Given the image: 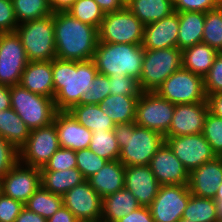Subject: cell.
<instances>
[{
    "instance_id": "6da1fadb",
    "label": "cell",
    "mask_w": 222,
    "mask_h": 222,
    "mask_svg": "<svg viewBox=\"0 0 222 222\" xmlns=\"http://www.w3.org/2000/svg\"><path fill=\"white\" fill-rule=\"evenodd\" d=\"M53 24L57 59H93L99 42L98 28L82 23L68 12L53 13Z\"/></svg>"
},
{
    "instance_id": "7a4b0ae2",
    "label": "cell",
    "mask_w": 222,
    "mask_h": 222,
    "mask_svg": "<svg viewBox=\"0 0 222 222\" xmlns=\"http://www.w3.org/2000/svg\"><path fill=\"white\" fill-rule=\"evenodd\" d=\"M98 71L93 59L86 61L52 60L54 102L57 111H69L90 90Z\"/></svg>"
},
{
    "instance_id": "3957f363",
    "label": "cell",
    "mask_w": 222,
    "mask_h": 222,
    "mask_svg": "<svg viewBox=\"0 0 222 222\" xmlns=\"http://www.w3.org/2000/svg\"><path fill=\"white\" fill-rule=\"evenodd\" d=\"M113 132L120 147L119 161L125 166L149 165L165 141L164 136L132 123L116 124Z\"/></svg>"
},
{
    "instance_id": "277c9868",
    "label": "cell",
    "mask_w": 222,
    "mask_h": 222,
    "mask_svg": "<svg viewBox=\"0 0 222 222\" xmlns=\"http://www.w3.org/2000/svg\"><path fill=\"white\" fill-rule=\"evenodd\" d=\"M145 49L142 44H116L98 42L93 57L99 74L116 73L139 81Z\"/></svg>"
},
{
    "instance_id": "5b68a950",
    "label": "cell",
    "mask_w": 222,
    "mask_h": 222,
    "mask_svg": "<svg viewBox=\"0 0 222 222\" xmlns=\"http://www.w3.org/2000/svg\"><path fill=\"white\" fill-rule=\"evenodd\" d=\"M11 108L30 130L53 123L56 113L52 98L32 93L20 84L10 87Z\"/></svg>"
},
{
    "instance_id": "8992f818",
    "label": "cell",
    "mask_w": 222,
    "mask_h": 222,
    "mask_svg": "<svg viewBox=\"0 0 222 222\" xmlns=\"http://www.w3.org/2000/svg\"><path fill=\"white\" fill-rule=\"evenodd\" d=\"M29 61L56 58L53 13L47 17L21 23L16 28Z\"/></svg>"
},
{
    "instance_id": "52a82bcc",
    "label": "cell",
    "mask_w": 222,
    "mask_h": 222,
    "mask_svg": "<svg viewBox=\"0 0 222 222\" xmlns=\"http://www.w3.org/2000/svg\"><path fill=\"white\" fill-rule=\"evenodd\" d=\"M182 51L177 47L145 50L139 86L142 92H154L175 71L182 67Z\"/></svg>"
},
{
    "instance_id": "ba28073f",
    "label": "cell",
    "mask_w": 222,
    "mask_h": 222,
    "mask_svg": "<svg viewBox=\"0 0 222 222\" xmlns=\"http://www.w3.org/2000/svg\"><path fill=\"white\" fill-rule=\"evenodd\" d=\"M143 33V23L126 6L105 13L98 29L99 42L104 43L142 44Z\"/></svg>"
},
{
    "instance_id": "9c48e42d",
    "label": "cell",
    "mask_w": 222,
    "mask_h": 222,
    "mask_svg": "<svg viewBox=\"0 0 222 222\" xmlns=\"http://www.w3.org/2000/svg\"><path fill=\"white\" fill-rule=\"evenodd\" d=\"M155 92L175 105L208 102L203 78L182 67L172 73Z\"/></svg>"
},
{
    "instance_id": "30bf717a",
    "label": "cell",
    "mask_w": 222,
    "mask_h": 222,
    "mask_svg": "<svg viewBox=\"0 0 222 222\" xmlns=\"http://www.w3.org/2000/svg\"><path fill=\"white\" fill-rule=\"evenodd\" d=\"M175 104L155 91L142 92L136 105L135 124L165 136L169 131Z\"/></svg>"
},
{
    "instance_id": "8fae6325",
    "label": "cell",
    "mask_w": 222,
    "mask_h": 222,
    "mask_svg": "<svg viewBox=\"0 0 222 222\" xmlns=\"http://www.w3.org/2000/svg\"><path fill=\"white\" fill-rule=\"evenodd\" d=\"M59 148L58 132L54 123L33 129L19 150V162L25 166L43 168Z\"/></svg>"
},
{
    "instance_id": "7c38bea8",
    "label": "cell",
    "mask_w": 222,
    "mask_h": 222,
    "mask_svg": "<svg viewBox=\"0 0 222 222\" xmlns=\"http://www.w3.org/2000/svg\"><path fill=\"white\" fill-rule=\"evenodd\" d=\"M28 62L16 32L0 33V84L8 87L19 84Z\"/></svg>"
},
{
    "instance_id": "4fadbf2b",
    "label": "cell",
    "mask_w": 222,
    "mask_h": 222,
    "mask_svg": "<svg viewBox=\"0 0 222 222\" xmlns=\"http://www.w3.org/2000/svg\"><path fill=\"white\" fill-rule=\"evenodd\" d=\"M188 185H160L148 207L155 222H179L190 198Z\"/></svg>"
},
{
    "instance_id": "5bb4252c",
    "label": "cell",
    "mask_w": 222,
    "mask_h": 222,
    "mask_svg": "<svg viewBox=\"0 0 222 222\" xmlns=\"http://www.w3.org/2000/svg\"><path fill=\"white\" fill-rule=\"evenodd\" d=\"M164 139L189 173L217 157L202 133Z\"/></svg>"
},
{
    "instance_id": "9a60e30c",
    "label": "cell",
    "mask_w": 222,
    "mask_h": 222,
    "mask_svg": "<svg viewBox=\"0 0 222 222\" xmlns=\"http://www.w3.org/2000/svg\"><path fill=\"white\" fill-rule=\"evenodd\" d=\"M62 197L63 205L79 221L101 222L102 198L87 180L67 191Z\"/></svg>"
},
{
    "instance_id": "2e32d148",
    "label": "cell",
    "mask_w": 222,
    "mask_h": 222,
    "mask_svg": "<svg viewBox=\"0 0 222 222\" xmlns=\"http://www.w3.org/2000/svg\"><path fill=\"white\" fill-rule=\"evenodd\" d=\"M41 186L40 168L18 162L2 177V194L25 204Z\"/></svg>"
},
{
    "instance_id": "e0dca14e",
    "label": "cell",
    "mask_w": 222,
    "mask_h": 222,
    "mask_svg": "<svg viewBox=\"0 0 222 222\" xmlns=\"http://www.w3.org/2000/svg\"><path fill=\"white\" fill-rule=\"evenodd\" d=\"M160 185H188L189 172L164 141L149 164Z\"/></svg>"
},
{
    "instance_id": "ac0fdd59",
    "label": "cell",
    "mask_w": 222,
    "mask_h": 222,
    "mask_svg": "<svg viewBox=\"0 0 222 222\" xmlns=\"http://www.w3.org/2000/svg\"><path fill=\"white\" fill-rule=\"evenodd\" d=\"M208 112V102L175 105V111L169 131L164 137L202 133L205 118Z\"/></svg>"
},
{
    "instance_id": "d6986e66",
    "label": "cell",
    "mask_w": 222,
    "mask_h": 222,
    "mask_svg": "<svg viewBox=\"0 0 222 222\" xmlns=\"http://www.w3.org/2000/svg\"><path fill=\"white\" fill-rule=\"evenodd\" d=\"M124 188L135 196L141 206L149 207L158 194L160 184L149 165L127 166Z\"/></svg>"
},
{
    "instance_id": "ffe728a7",
    "label": "cell",
    "mask_w": 222,
    "mask_h": 222,
    "mask_svg": "<svg viewBox=\"0 0 222 222\" xmlns=\"http://www.w3.org/2000/svg\"><path fill=\"white\" fill-rule=\"evenodd\" d=\"M179 14L173 12L168 17L144 26L142 47L157 50L177 47Z\"/></svg>"
},
{
    "instance_id": "44dd1931",
    "label": "cell",
    "mask_w": 222,
    "mask_h": 222,
    "mask_svg": "<svg viewBox=\"0 0 222 222\" xmlns=\"http://www.w3.org/2000/svg\"><path fill=\"white\" fill-rule=\"evenodd\" d=\"M221 182L222 160L216 157L189 173L188 187L194 196L214 199Z\"/></svg>"
},
{
    "instance_id": "7402d4cb",
    "label": "cell",
    "mask_w": 222,
    "mask_h": 222,
    "mask_svg": "<svg viewBox=\"0 0 222 222\" xmlns=\"http://www.w3.org/2000/svg\"><path fill=\"white\" fill-rule=\"evenodd\" d=\"M53 123L58 132L60 147L75 152L89 147L93 132L78 123L68 111H58Z\"/></svg>"
},
{
    "instance_id": "603a6c76",
    "label": "cell",
    "mask_w": 222,
    "mask_h": 222,
    "mask_svg": "<svg viewBox=\"0 0 222 222\" xmlns=\"http://www.w3.org/2000/svg\"><path fill=\"white\" fill-rule=\"evenodd\" d=\"M19 84L32 93L44 95L54 100L52 60L29 61Z\"/></svg>"
},
{
    "instance_id": "cb8c5ba5",
    "label": "cell",
    "mask_w": 222,
    "mask_h": 222,
    "mask_svg": "<svg viewBox=\"0 0 222 222\" xmlns=\"http://www.w3.org/2000/svg\"><path fill=\"white\" fill-rule=\"evenodd\" d=\"M125 166L119 160L107 163L93 176L87 179L90 186L101 198L124 188Z\"/></svg>"
},
{
    "instance_id": "d4e9b609",
    "label": "cell",
    "mask_w": 222,
    "mask_h": 222,
    "mask_svg": "<svg viewBox=\"0 0 222 222\" xmlns=\"http://www.w3.org/2000/svg\"><path fill=\"white\" fill-rule=\"evenodd\" d=\"M140 206L135 196L123 188L102 198L101 222H117Z\"/></svg>"
},
{
    "instance_id": "484cf974",
    "label": "cell",
    "mask_w": 222,
    "mask_h": 222,
    "mask_svg": "<svg viewBox=\"0 0 222 222\" xmlns=\"http://www.w3.org/2000/svg\"><path fill=\"white\" fill-rule=\"evenodd\" d=\"M179 32L177 48L181 51L202 42L205 13L200 11L178 12Z\"/></svg>"
},
{
    "instance_id": "4316f807",
    "label": "cell",
    "mask_w": 222,
    "mask_h": 222,
    "mask_svg": "<svg viewBox=\"0 0 222 222\" xmlns=\"http://www.w3.org/2000/svg\"><path fill=\"white\" fill-rule=\"evenodd\" d=\"M139 96L111 95L99 103L102 111L110 117L115 124L135 122L136 105Z\"/></svg>"
},
{
    "instance_id": "83f0119b",
    "label": "cell",
    "mask_w": 222,
    "mask_h": 222,
    "mask_svg": "<svg viewBox=\"0 0 222 222\" xmlns=\"http://www.w3.org/2000/svg\"><path fill=\"white\" fill-rule=\"evenodd\" d=\"M219 52L206 43H198L182 50V68L204 78Z\"/></svg>"
},
{
    "instance_id": "f1b7e54d",
    "label": "cell",
    "mask_w": 222,
    "mask_h": 222,
    "mask_svg": "<svg viewBox=\"0 0 222 222\" xmlns=\"http://www.w3.org/2000/svg\"><path fill=\"white\" fill-rule=\"evenodd\" d=\"M126 7L144 26L168 17L175 12L173 0H129Z\"/></svg>"
},
{
    "instance_id": "f546056e",
    "label": "cell",
    "mask_w": 222,
    "mask_h": 222,
    "mask_svg": "<svg viewBox=\"0 0 222 222\" xmlns=\"http://www.w3.org/2000/svg\"><path fill=\"white\" fill-rule=\"evenodd\" d=\"M75 120L90 131H109L115 122L106 115L99 104H77L68 111Z\"/></svg>"
},
{
    "instance_id": "4dcf8cb0",
    "label": "cell",
    "mask_w": 222,
    "mask_h": 222,
    "mask_svg": "<svg viewBox=\"0 0 222 222\" xmlns=\"http://www.w3.org/2000/svg\"><path fill=\"white\" fill-rule=\"evenodd\" d=\"M30 129L12 109L0 110V136L20 150L30 135Z\"/></svg>"
},
{
    "instance_id": "1f68e13d",
    "label": "cell",
    "mask_w": 222,
    "mask_h": 222,
    "mask_svg": "<svg viewBox=\"0 0 222 222\" xmlns=\"http://www.w3.org/2000/svg\"><path fill=\"white\" fill-rule=\"evenodd\" d=\"M41 186L51 193L63 196L67 191L85 181L78 168L62 171H40Z\"/></svg>"
},
{
    "instance_id": "d6a6232c",
    "label": "cell",
    "mask_w": 222,
    "mask_h": 222,
    "mask_svg": "<svg viewBox=\"0 0 222 222\" xmlns=\"http://www.w3.org/2000/svg\"><path fill=\"white\" fill-rule=\"evenodd\" d=\"M63 205V197L40 186L24 204L26 208L49 219Z\"/></svg>"
},
{
    "instance_id": "836d02e7",
    "label": "cell",
    "mask_w": 222,
    "mask_h": 222,
    "mask_svg": "<svg viewBox=\"0 0 222 222\" xmlns=\"http://www.w3.org/2000/svg\"><path fill=\"white\" fill-rule=\"evenodd\" d=\"M214 199L190 195L182 219L192 222H218Z\"/></svg>"
},
{
    "instance_id": "e575fe53",
    "label": "cell",
    "mask_w": 222,
    "mask_h": 222,
    "mask_svg": "<svg viewBox=\"0 0 222 222\" xmlns=\"http://www.w3.org/2000/svg\"><path fill=\"white\" fill-rule=\"evenodd\" d=\"M18 24L51 15L49 0H12Z\"/></svg>"
},
{
    "instance_id": "d590c367",
    "label": "cell",
    "mask_w": 222,
    "mask_h": 222,
    "mask_svg": "<svg viewBox=\"0 0 222 222\" xmlns=\"http://www.w3.org/2000/svg\"><path fill=\"white\" fill-rule=\"evenodd\" d=\"M88 148L108 161L119 160L120 147L113 130L93 131Z\"/></svg>"
},
{
    "instance_id": "8d00e7d4",
    "label": "cell",
    "mask_w": 222,
    "mask_h": 222,
    "mask_svg": "<svg viewBox=\"0 0 222 222\" xmlns=\"http://www.w3.org/2000/svg\"><path fill=\"white\" fill-rule=\"evenodd\" d=\"M202 42L222 52V7L219 6L205 13Z\"/></svg>"
},
{
    "instance_id": "74e56055",
    "label": "cell",
    "mask_w": 222,
    "mask_h": 222,
    "mask_svg": "<svg viewBox=\"0 0 222 222\" xmlns=\"http://www.w3.org/2000/svg\"><path fill=\"white\" fill-rule=\"evenodd\" d=\"M67 12L82 23L98 29L105 15L94 0H76Z\"/></svg>"
},
{
    "instance_id": "f35d334b",
    "label": "cell",
    "mask_w": 222,
    "mask_h": 222,
    "mask_svg": "<svg viewBox=\"0 0 222 222\" xmlns=\"http://www.w3.org/2000/svg\"><path fill=\"white\" fill-rule=\"evenodd\" d=\"M202 135L212 147L218 157L222 153V118L215 116L210 111L207 113Z\"/></svg>"
},
{
    "instance_id": "ab89813d",
    "label": "cell",
    "mask_w": 222,
    "mask_h": 222,
    "mask_svg": "<svg viewBox=\"0 0 222 222\" xmlns=\"http://www.w3.org/2000/svg\"><path fill=\"white\" fill-rule=\"evenodd\" d=\"M107 161L89 148L76 151V168L80 170L85 180L97 173Z\"/></svg>"
},
{
    "instance_id": "60d3db41",
    "label": "cell",
    "mask_w": 222,
    "mask_h": 222,
    "mask_svg": "<svg viewBox=\"0 0 222 222\" xmlns=\"http://www.w3.org/2000/svg\"><path fill=\"white\" fill-rule=\"evenodd\" d=\"M108 77L111 95H141L142 91L137 79L118 73Z\"/></svg>"
},
{
    "instance_id": "b9f144b4",
    "label": "cell",
    "mask_w": 222,
    "mask_h": 222,
    "mask_svg": "<svg viewBox=\"0 0 222 222\" xmlns=\"http://www.w3.org/2000/svg\"><path fill=\"white\" fill-rule=\"evenodd\" d=\"M109 89V77L97 73L90 85V90L82 95L79 104H99L110 94Z\"/></svg>"
},
{
    "instance_id": "7bdbcfd3",
    "label": "cell",
    "mask_w": 222,
    "mask_h": 222,
    "mask_svg": "<svg viewBox=\"0 0 222 222\" xmlns=\"http://www.w3.org/2000/svg\"><path fill=\"white\" fill-rule=\"evenodd\" d=\"M76 152L69 148L60 147L40 171H62L76 168Z\"/></svg>"
},
{
    "instance_id": "ee69618b",
    "label": "cell",
    "mask_w": 222,
    "mask_h": 222,
    "mask_svg": "<svg viewBox=\"0 0 222 222\" xmlns=\"http://www.w3.org/2000/svg\"><path fill=\"white\" fill-rule=\"evenodd\" d=\"M203 81L206 97L222 92V52L215 57Z\"/></svg>"
},
{
    "instance_id": "f6af8a7d",
    "label": "cell",
    "mask_w": 222,
    "mask_h": 222,
    "mask_svg": "<svg viewBox=\"0 0 222 222\" xmlns=\"http://www.w3.org/2000/svg\"><path fill=\"white\" fill-rule=\"evenodd\" d=\"M19 162V150L0 136V178Z\"/></svg>"
},
{
    "instance_id": "bcb514c9",
    "label": "cell",
    "mask_w": 222,
    "mask_h": 222,
    "mask_svg": "<svg viewBox=\"0 0 222 222\" xmlns=\"http://www.w3.org/2000/svg\"><path fill=\"white\" fill-rule=\"evenodd\" d=\"M222 0H173L175 12L200 11L206 13L221 5Z\"/></svg>"
},
{
    "instance_id": "7dc6e473",
    "label": "cell",
    "mask_w": 222,
    "mask_h": 222,
    "mask_svg": "<svg viewBox=\"0 0 222 222\" xmlns=\"http://www.w3.org/2000/svg\"><path fill=\"white\" fill-rule=\"evenodd\" d=\"M12 0H0V33H12L18 26Z\"/></svg>"
},
{
    "instance_id": "c3c4849f",
    "label": "cell",
    "mask_w": 222,
    "mask_h": 222,
    "mask_svg": "<svg viewBox=\"0 0 222 222\" xmlns=\"http://www.w3.org/2000/svg\"><path fill=\"white\" fill-rule=\"evenodd\" d=\"M24 207L21 201L7 197L3 194L0 196V222H15Z\"/></svg>"
},
{
    "instance_id": "681fc988",
    "label": "cell",
    "mask_w": 222,
    "mask_h": 222,
    "mask_svg": "<svg viewBox=\"0 0 222 222\" xmlns=\"http://www.w3.org/2000/svg\"><path fill=\"white\" fill-rule=\"evenodd\" d=\"M117 222H155L148 207L140 206Z\"/></svg>"
},
{
    "instance_id": "f907efd6",
    "label": "cell",
    "mask_w": 222,
    "mask_h": 222,
    "mask_svg": "<svg viewBox=\"0 0 222 222\" xmlns=\"http://www.w3.org/2000/svg\"><path fill=\"white\" fill-rule=\"evenodd\" d=\"M47 222H80L75 215L64 205L56 211Z\"/></svg>"
},
{
    "instance_id": "816d5d0a",
    "label": "cell",
    "mask_w": 222,
    "mask_h": 222,
    "mask_svg": "<svg viewBox=\"0 0 222 222\" xmlns=\"http://www.w3.org/2000/svg\"><path fill=\"white\" fill-rule=\"evenodd\" d=\"M104 13L123 9L126 4L122 0H94Z\"/></svg>"
},
{
    "instance_id": "f5cc1de1",
    "label": "cell",
    "mask_w": 222,
    "mask_h": 222,
    "mask_svg": "<svg viewBox=\"0 0 222 222\" xmlns=\"http://www.w3.org/2000/svg\"><path fill=\"white\" fill-rule=\"evenodd\" d=\"M209 111L222 118V92L207 97Z\"/></svg>"
},
{
    "instance_id": "db71d44e",
    "label": "cell",
    "mask_w": 222,
    "mask_h": 222,
    "mask_svg": "<svg viewBox=\"0 0 222 222\" xmlns=\"http://www.w3.org/2000/svg\"><path fill=\"white\" fill-rule=\"evenodd\" d=\"M15 222H47V220L24 206Z\"/></svg>"
},
{
    "instance_id": "11a10c76",
    "label": "cell",
    "mask_w": 222,
    "mask_h": 222,
    "mask_svg": "<svg viewBox=\"0 0 222 222\" xmlns=\"http://www.w3.org/2000/svg\"><path fill=\"white\" fill-rule=\"evenodd\" d=\"M76 0H49V4L53 13L67 12Z\"/></svg>"
},
{
    "instance_id": "9f6ffc18",
    "label": "cell",
    "mask_w": 222,
    "mask_h": 222,
    "mask_svg": "<svg viewBox=\"0 0 222 222\" xmlns=\"http://www.w3.org/2000/svg\"><path fill=\"white\" fill-rule=\"evenodd\" d=\"M11 108L10 87L0 84V110Z\"/></svg>"
},
{
    "instance_id": "6f0895ef",
    "label": "cell",
    "mask_w": 222,
    "mask_h": 222,
    "mask_svg": "<svg viewBox=\"0 0 222 222\" xmlns=\"http://www.w3.org/2000/svg\"><path fill=\"white\" fill-rule=\"evenodd\" d=\"M218 222H222V201H215Z\"/></svg>"
},
{
    "instance_id": "680465c9",
    "label": "cell",
    "mask_w": 222,
    "mask_h": 222,
    "mask_svg": "<svg viewBox=\"0 0 222 222\" xmlns=\"http://www.w3.org/2000/svg\"><path fill=\"white\" fill-rule=\"evenodd\" d=\"M214 201H222V182L220 183L214 197Z\"/></svg>"
},
{
    "instance_id": "91938a15",
    "label": "cell",
    "mask_w": 222,
    "mask_h": 222,
    "mask_svg": "<svg viewBox=\"0 0 222 222\" xmlns=\"http://www.w3.org/2000/svg\"><path fill=\"white\" fill-rule=\"evenodd\" d=\"M2 194V178H0V196Z\"/></svg>"
},
{
    "instance_id": "94428289",
    "label": "cell",
    "mask_w": 222,
    "mask_h": 222,
    "mask_svg": "<svg viewBox=\"0 0 222 222\" xmlns=\"http://www.w3.org/2000/svg\"><path fill=\"white\" fill-rule=\"evenodd\" d=\"M179 222H192V221L186 220V219H181Z\"/></svg>"
},
{
    "instance_id": "6125c7cd",
    "label": "cell",
    "mask_w": 222,
    "mask_h": 222,
    "mask_svg": "<svg viewBox=\"0 0 222 222\" xmlns=\"http://www.w3.org/2000/svg\"><path fill=\"white\" fill-rule=\"evenodd\" d=\"M125 4L129 1V0H122Z\"/></svg>"
},
{
    "instance_id": "be15d7a7",
    "label": "cell",
    "mask_w": 222,
    "mask_h": 222,
    "mask_svg": "<svg viewBox=\"0 0 222 222\" xmlns=\"http://www.w3.org/2000/svg\"><path fill=\"white\" fill-rule=\"evenodd\" d=\"M218 157L222 160V153Z\"/></svg>"
}]
</instances>
